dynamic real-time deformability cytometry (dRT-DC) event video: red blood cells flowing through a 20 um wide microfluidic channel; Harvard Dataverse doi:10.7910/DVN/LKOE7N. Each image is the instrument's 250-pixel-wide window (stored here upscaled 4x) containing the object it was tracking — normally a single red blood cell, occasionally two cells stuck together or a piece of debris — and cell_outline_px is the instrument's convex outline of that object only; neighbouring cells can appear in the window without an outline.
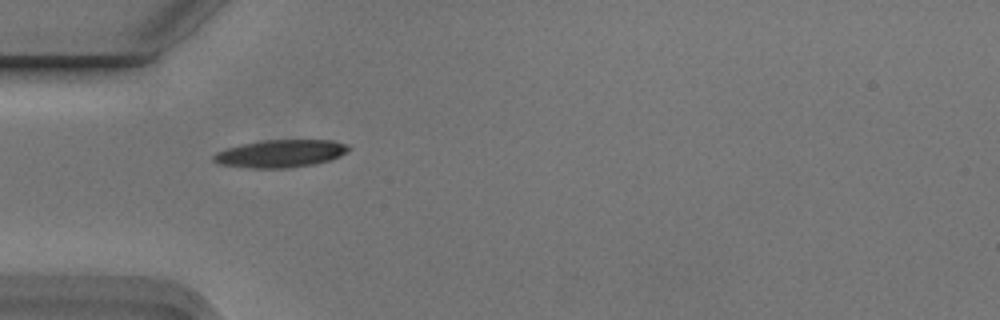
{"species": "Egyptian fruit bat (a non-hibernating species)", "species_latin": "Rousettus aegyptiacus", "temperature_condition": "cold", "stored_images_in_passage": 6, "camera_frame_rate_fps": 3000, "um_per_image_px": 0.085, "animal": {"sex": "male"}, "frame": {"image": 1, "passage_image": 1, "time_ms": 0.0, "image_size_px": [1000, 320], "cell_outline_px": [[352, 148], [348, 152], [340, 156], [328, 160], [312, 164], [288, 168], [252, 168], [220, 164], [212, 160], [212, 156], [216, 152], [228, 148], [244, 144], [264, 140], [332, 140], [348, 144]], "centroid_in_image_um": [23.88, 13.05], "position_along_channel_um": 61.1, "area_um2": 21.62}}
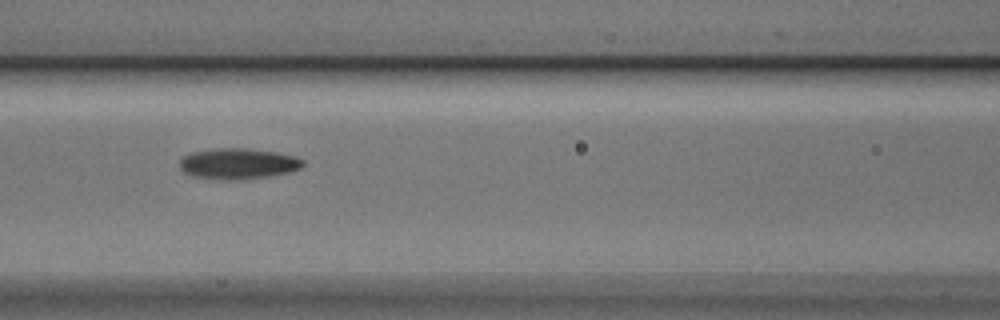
{"frame": {"image": 2, "passage_image": 3, "time_ms": 0.667, "image_size_px": [1000, 320], "cell_outline_px": [[304, 164], [300, 168], [288, 172], [268, 176], [244, 180], [212, 180], [192, 176], [184, 172], [180, 168], [180, 160], [184, 156], [192, 152], [220, 148], [244, 148], [276, 152], [296, 156], [304, 160]], "centroid_in_image_um": [20.23, 13.93], "position_along_channel_um": 146.4, "area_um2": 22.31}}
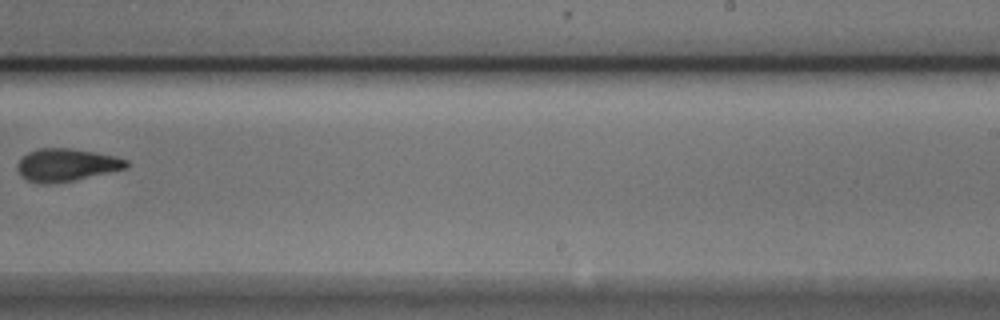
{"frame": {"image": 3, "passage_image": 6, "time_ms": 1.667, "image_size_px": [1000, 320], "cell_outline_px": [[128, 168], [72, 180], [40, 184], [28, 180], [20, 176], [16, 168], [16, 164], [28, 152], [40, 148], [72, 148], [116, 156], [128, 160]], "centroid_in_image_um": [5.63, 14.0], "position_along_channel_um": 283.4, "area_um2": 20.58}}